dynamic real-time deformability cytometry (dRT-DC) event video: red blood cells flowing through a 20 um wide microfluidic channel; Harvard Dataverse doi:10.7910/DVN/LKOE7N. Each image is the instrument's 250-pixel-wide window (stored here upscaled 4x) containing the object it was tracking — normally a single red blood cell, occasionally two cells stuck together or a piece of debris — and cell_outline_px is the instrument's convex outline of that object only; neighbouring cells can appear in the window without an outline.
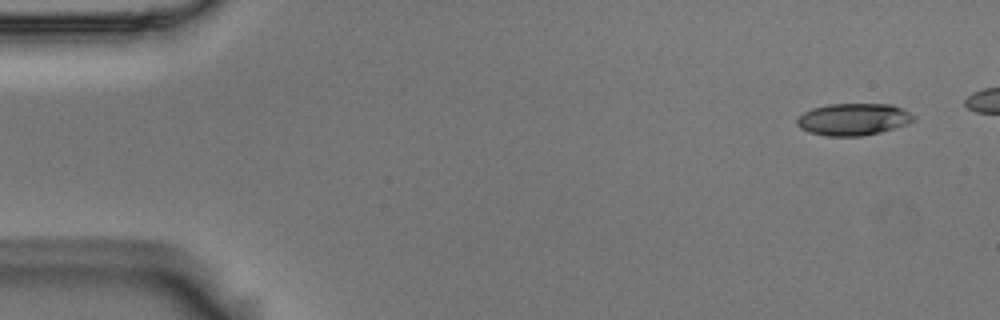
{"species": "Egyptian fruit bat (a non-hibernating species)", "species_latin": "Rousettus aegyptiacus", "temperature_condition": "room temperature", "stored_images_in_passage": 17, "camera_frame_rate_fps": 3000, "um_per_image_px": 0.085, "animal": {"sex": "male"}, "frame": {"image": 1, "passage_image": 1, "time_ms": 0.0, "image_size_px": [1000, 320], "cell_outline_px": [[916, 120], [908, 124], [880, 132], [860, 136], [828, 136], [808, 132], [800, 128], [796, 124], [796, 120], [804, 112], [812, 108], [828, 104], [892, 104], [904, 108], [916, 116]], "centroid_in_image_um": [72.57, 10.13], "position_along_channel_um": 12.4, "area_um2": 21.96}}
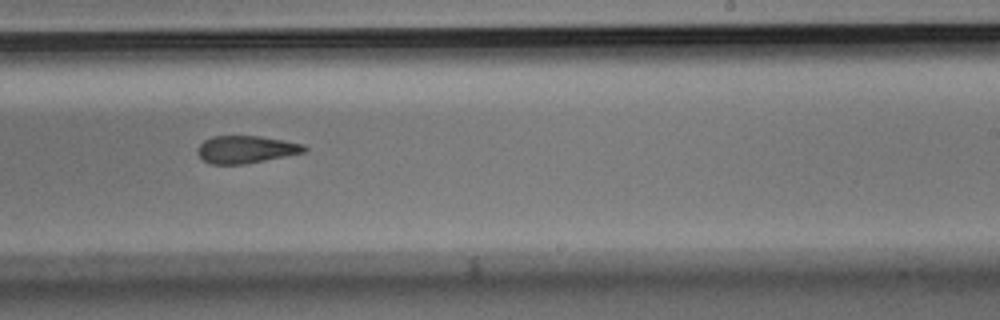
{"frame": {"image": 2, "passage_image": 11, "time_ms": 3.333, "image_size_px": [1000, 320], "cell_outline_px": [[308, 148], [304, 152], [244, 164], [212, 164], [204, 160], [196, 152], [196, 148], [204, 140], [212, 136], [260, 136], [284, 140], [304, 144]], "centroid_in_image_um": [20.88, 12.69], "position_along_channel_um": 268.1, "area_um2": 16.99}}
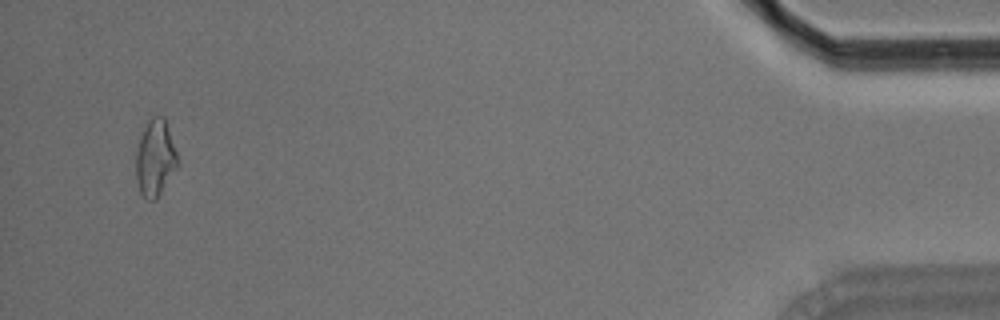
{"frame": {"image": 3, "passage_image": 16, "time_ms": 5.0, "image_size_px": [1000, 320], "cell_outline_px": [[180, 164], [156, 200], [148, 200], [140, 192], [136, 180], [136, 152], [144, 128], [148, 120], [152, 116], [164, 116], [180, 160]], "centroid_in_image_um": [13.23, 13.45], "position_along_channel_um": 422.0, "area_um2": 18.73}}